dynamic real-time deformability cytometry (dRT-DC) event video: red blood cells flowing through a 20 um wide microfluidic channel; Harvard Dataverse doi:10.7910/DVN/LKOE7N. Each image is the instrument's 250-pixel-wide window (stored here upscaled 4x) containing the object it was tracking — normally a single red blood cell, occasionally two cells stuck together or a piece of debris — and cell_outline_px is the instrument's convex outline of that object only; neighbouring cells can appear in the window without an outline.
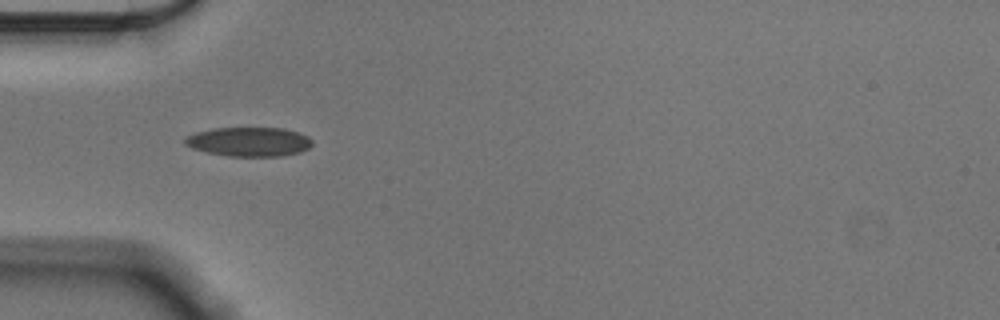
{"species": "Egyptian fruit bat (a non-hibernating species)", "species_latin": "Rousettus aegyptiacus", "temperature_condition": "cold", "stored_images_in_passage": 37, "camera_frame_rate_fps": 3000, "um_per_image_px": 0.085, "animal": {"sex": "male"}, "frame": {"image": 1, "passage_image": 1, "time_ms": 0.0, "image_size_px": [1000, 320], "cell_outline_px": [[312, 144], [308, 148], [300, 152], [280, 156], [228, 156], [208, 152], [192, 148], [184, 144], [184, 136], [196, 132], [212, 128], [284, 128], [308, 136], [312, 140]], "centroid_in_image_um": [21.14, 12.04], "position_along_channel_um": 63.9, "area_um2": 21.68}}
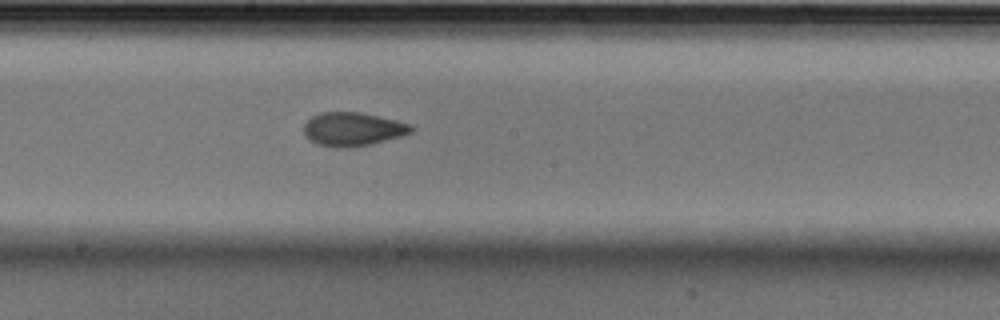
{"frame": {"image": 2, "passage_image": 14, "time_ms": 4.333, "image_size_px": [1000, 320], "cell_outline_px": [[416, 128], [412, 132], [404, 136], [372, 144], [352, 148], [336, 148], [316, 144], [308, 140], [304, 136], [304, 124], [312, 116], [320, 112], [360, 112], [396, 120], [412, 124]], "centroid_in_image_um": [30.01, 11.0], "position_along_channel_um": 218.2, "area_um2": 21.56}}
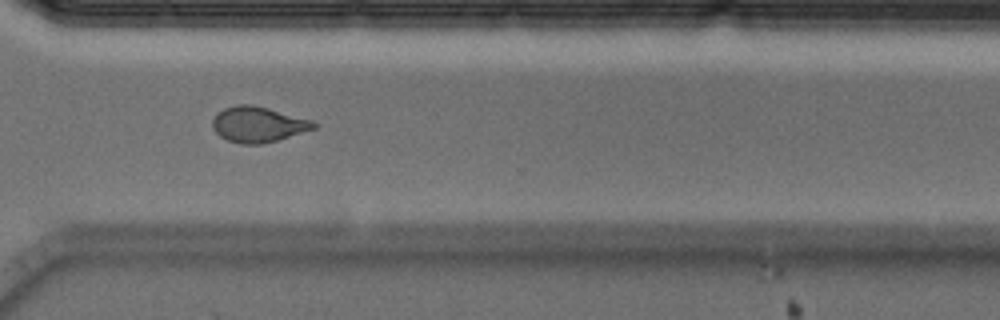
{"frame": {"image": 3, "passage_image": 25, "time_ms": 8.0, "image_size_px": [1000, 320], "cell_outline_px": [[320, 124], [316, 128], [276, 140], [260, 144], [240, 144], [228, 140], [220, 136], [212, 128], [212, 120], [224, 108], [236, 104], [252, 104], [268, 108], [312, 120]], "centroid_in_image_um": [21.94, 10.57], "position_along_channel_um": 348.7, "area_um2": 20.87}, "authors_computed_cell_mechanics": {"area_um2": 20.8658, "velocity_mm_per_s": 3.5728, "shape_relaxation_time_tau1_ms": 6.4285, "shape_relaxation_time_tau2_ms": 2.0282, "deformation_change_tau1": 0.1475, "deformation_change_tau2": 0.0805}}